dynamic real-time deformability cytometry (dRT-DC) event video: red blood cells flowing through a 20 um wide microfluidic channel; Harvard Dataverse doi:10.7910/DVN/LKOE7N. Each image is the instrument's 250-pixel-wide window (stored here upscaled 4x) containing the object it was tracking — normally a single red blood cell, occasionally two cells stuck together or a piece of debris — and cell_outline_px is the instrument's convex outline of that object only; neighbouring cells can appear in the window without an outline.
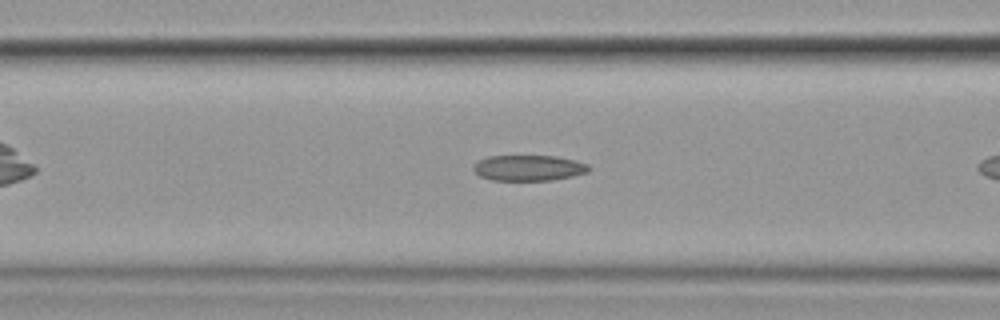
{"species": "common noctule bat (a hibernating species)", "species_latin": "Nyctalus noctula", "temperature_condition": "cold", "stored_images_in_passage": 28, "camera_frame_rate_fps": 3000, "um_per_image_px": 0.085, "animal": {"sex": "female", "body_mass_g": 19.9}, "frame": {"image": 1, "passage_image": 9, "time_ms": 2.667, "image_size_px": [1000, 320], "cell_outline_px": [[592, 168], [588, 172], [572, 176], [552, 180], [492, 180], [480, 176], [472, 168], [480, 160], [488, 156], [556, 156], [576, 160], [588, 164]], "centroid_in_image_um": [44.98, 14.27], "position_along_channel_um": 121.6, "area_um2": 17.22}}
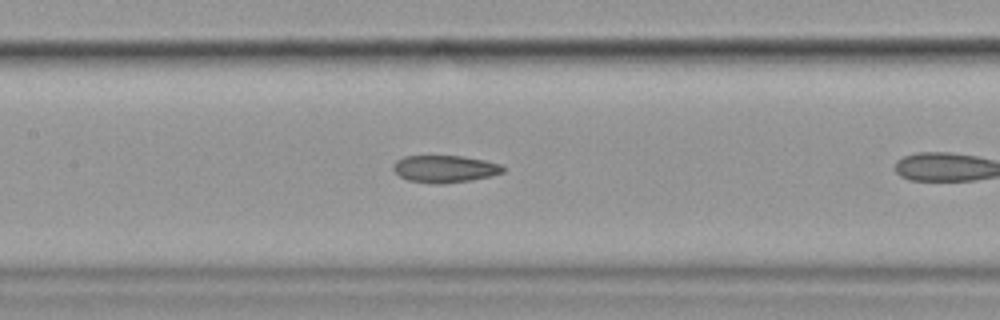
{"frame": {"image": 2, "passage_image": 13, "time_ms": 4.0, "image_size_px": [1000, 320], "cell_outline_px": [[504, 172], [492, 176], [472, 180], [444, 184], [436, 184], [408, 180], [400, 176], [392, 168], [396, 160], [404, 156], [464, 156], [484, 160], [500, 164], [504, 168]], "centroid_in_image_um": [37.82, 14.36], "position_along_channel_um": 169.6, "area_um2": 17.46}}
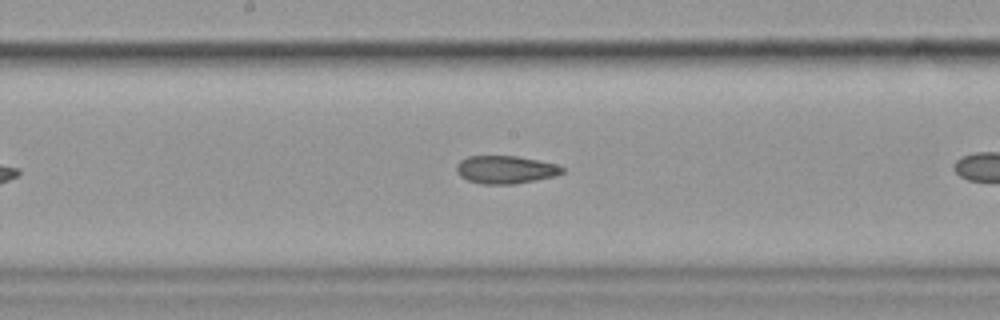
{"frame": {"image": 3, "passage_image": 16, "time_ms": 5.0, "image_size_px": [1000, 320], "cell_outline_px": [[564, 172], [556, 176], [536, 180], [512, 184], [480, 184], [468, 180], [460, 176], [456, 172], [456, 164], [460, 160], [468, 156], [516, 156], [556, 164], [564, 168]], "centroid_in_image_um": [42.95, 14.42], "position_along_channel_um": 205.3, "area_um2": 17.22}}